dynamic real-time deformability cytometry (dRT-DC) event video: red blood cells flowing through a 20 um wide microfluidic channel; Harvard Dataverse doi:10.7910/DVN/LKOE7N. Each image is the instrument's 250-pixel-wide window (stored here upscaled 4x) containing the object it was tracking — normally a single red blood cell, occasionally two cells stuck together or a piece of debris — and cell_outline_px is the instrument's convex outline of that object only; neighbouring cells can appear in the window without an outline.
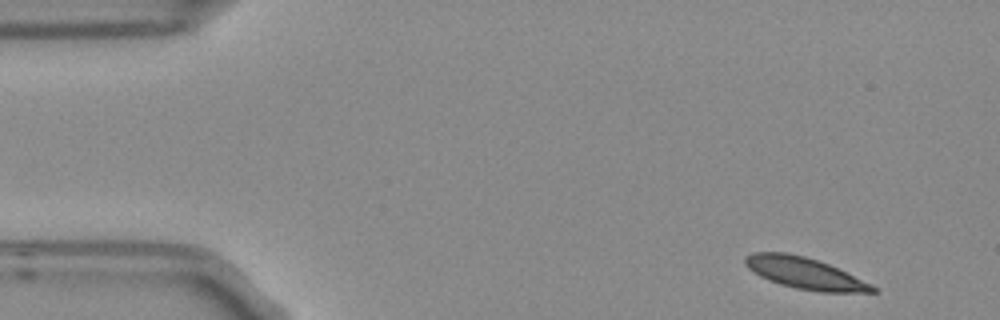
{"species": "Egyptian fruit bat (a non-hibernating species)", "species_latin": "Rousettus aegyptiacus", "temperature_condition": "room temperature", "stored_images_in_passage": 4, "camera_frame_rate_fps": 3000, "um_per_image_px": 0.085, "frame": {"image": 1, "passage_image": 1, "time_ms": 0.0, "image_size_px": [1000, 320], "cell_outline_px": [[876, 292], [820, 292], [796, 288], [780, 284], [768, 280], [760, 276], [748, 268], [744, 264], [744, 256], [752, 252], [788, 252], [804, 256], [828, 264], [872, 284], [876, 288]], "centroid_in_image_um": [68.36, 23.21], "position_along_channel_um": 16.6, "area_um2": 23.24}}